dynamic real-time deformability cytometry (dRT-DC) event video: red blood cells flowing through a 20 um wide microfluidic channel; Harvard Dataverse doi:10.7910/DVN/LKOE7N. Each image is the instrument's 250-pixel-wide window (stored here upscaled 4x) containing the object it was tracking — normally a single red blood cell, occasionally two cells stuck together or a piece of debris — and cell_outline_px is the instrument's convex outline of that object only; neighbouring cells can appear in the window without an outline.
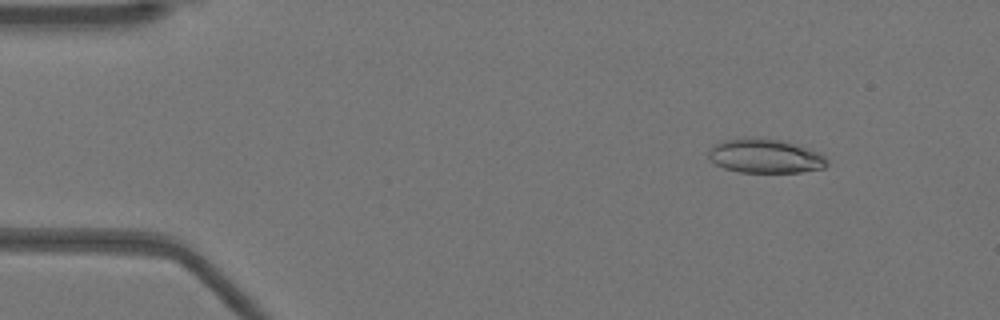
{"species": "Egyptian fruit bat (a non-hibernating species)", "species_latin": "Rousettus aegyptiacus", "temperature_condition": "warm", "stored_images_in_passage": 51, "camera_frame_rate_fps": 3000, "um_per_image_px": 0.085, "animal": {"sex": "female"}, "frame": {"image": 1, "passage_image": 5, "time_ms": 1.333, "image_size_px": [1000, 320], "cell_outline_px": [[828, 164], [824, 168], [800, 172], [740, 172], [724, 168], [716, 164], [708, 156], [708, 152], [716, 144], [724, 140], [744, 136], [760, 136], [780, 140], [808, 148], [820, 152], [828, 160]], "centroid_in_image_um": [65.05, 13.24], "position_along_channel_um": 19.9, "area_um2": 23.81}}
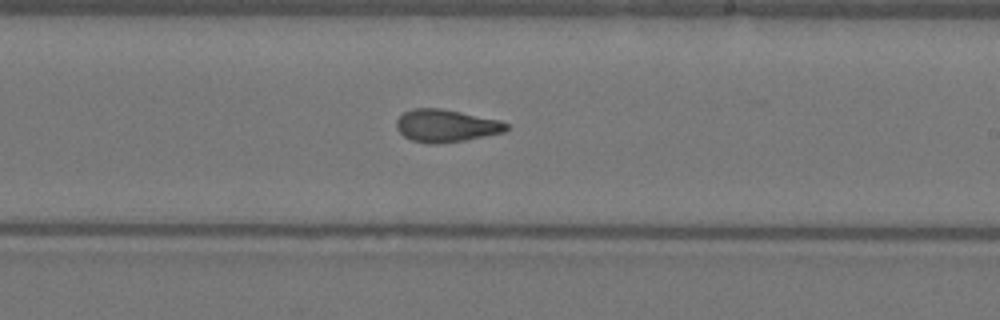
{"frame": {"image": 2, "passage_image": 29, "time_ms": 9.333, "image_size_px": [1000, 320], "cell_outline_px": [[508, 128], [504, 132], [464, 140], [436, 144], [428, 144], [412, 140], [404, 136], [396, 128], [396, 120], [404, 112], [412, 108], [440, 108], [500, 120], [508, 124]], "centroid_in_image_um": [37.89, 10.68], "position_along_channel_um": 251.1, "area_um2": 20.75}}
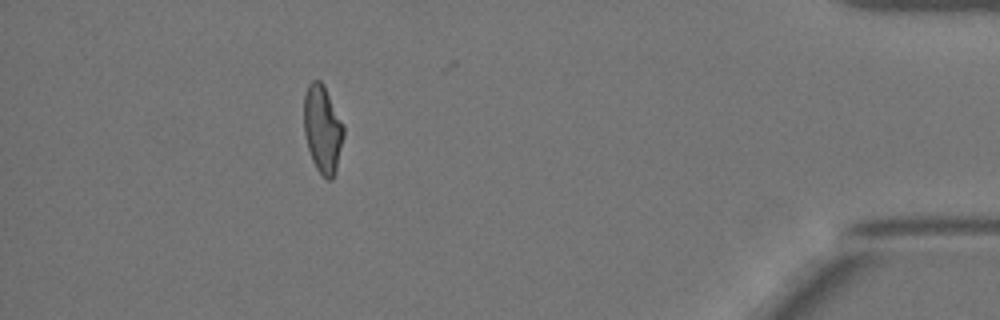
{"frame": {"image": 3, "passage_image": 45, "time_ms": 14.667, "image_size_px": [1000, 320], "cell_outline_px": [[344, 136], [336, 172], [332, 180], [328, 180], [316, 168], [312, 160], [308, 148], [304, 132], [304, 96], [308, 84], [312, 80], [320, 80], [324, 84], [344, 124]], "centroid_in_image_um": [27.43, 10.96], "position_along_channel_um": 407.8, "area_um2": 20.52}, "authors_computed_cell_mechanics": {"area_um2": 21.097, "velocity_mm_per_s": 3.951, "shape_relaxation_time_tau1_ms": null, "shape_relaxation_time_tau2_ms": 1.4975, "deformation_change_tau1": null, "deformation_change_tau2": 0.0906}}